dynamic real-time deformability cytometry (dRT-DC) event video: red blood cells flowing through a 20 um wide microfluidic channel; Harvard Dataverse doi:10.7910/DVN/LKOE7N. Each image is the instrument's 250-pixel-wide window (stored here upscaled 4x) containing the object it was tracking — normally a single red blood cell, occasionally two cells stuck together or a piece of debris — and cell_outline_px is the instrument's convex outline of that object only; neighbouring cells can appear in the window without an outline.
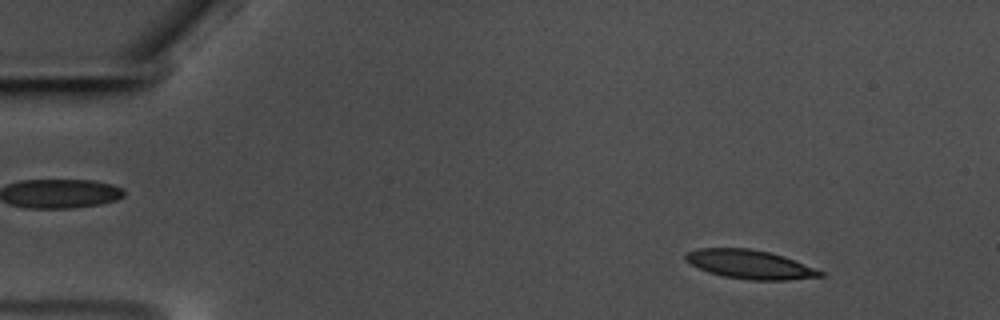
{"species": "common noctule bat (a hibernating species)", "species_latin": "Nyctalus noctula", "temperature_condition": "warm", "stored_images_in_passage": 54, "camera_frame_rate_fps": 3000, "um_per_image_px": 0.085, "animal": {"sex": "male", "body_mass_g": 17.5, "forearm_length_mm": 52.3}, "frame": {"image": 1, "passage_image": 3, "time_ms": 0.667, "image_size_px": [1000, 320], "cell_outline_px": [[824, 276], [788, 280], [752, 280], [724, 276], [708, 272], [684, 260], [684, 252], [696, 248], [748, 248], [768, 252], [784, 256], [824, 272]], "centroid_in_image_um": [63.7, 22.46], "position_along_channel_um": 21.3, "area_um2": 22.54}}
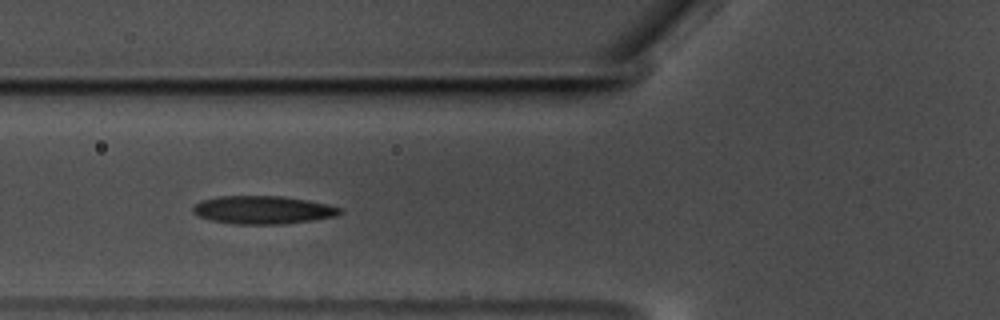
{"frame": {"image": 2, "passage_image": 18, "time_ms": 5.667, "image_size_px": [1000, 320], "cell_outline_px": [[344, 212], [336, 216], [312, 220], [284, 224], [236, 224], [212, 220], [200, 216], [192, 212], [192, 208], [200, 200], [220, 196], [280, 196], [308, 200], [328, 204], [344, 208]], "centroid_in_image_um": [22.4, 17.84], "position_along_channel_um": 103.4, "area_um2": 24.1}}
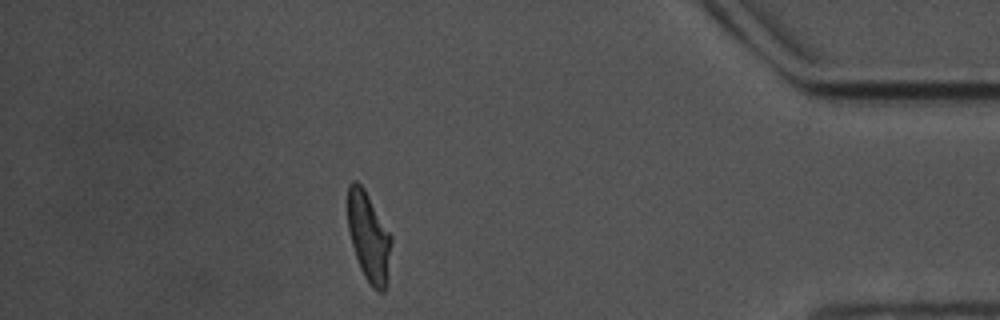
{"frame": {"image": 3, "passage_image": 47, "time_ms": 15.333, "image_size_px": [1000, 320], "cell_outline_px": [[392, 240], [388, 280], [384, 292], [380, 292], [372, 288], [364, 276], [360, 268], [352, 244], [348, 228], [348, 184], [352, 180], [356, 180], [364, 188], [392, 236]], "centroid_in_image_um": [31.36, 20.16], "position_along_channel_um": 403.8, "area_um2": 22.77}, "authors_computed_cell_mechanics": {"area_um2": 23.0911, "velocity_mm_per_s": 3.537, "shape_relaxation_time_tau1_ms": 9.0429, "shape_relaxation_time_tau2_ms": 2.3112, "deformation_change_tau1": 0.2428, "deformation_change_tau2": 0.0998}}